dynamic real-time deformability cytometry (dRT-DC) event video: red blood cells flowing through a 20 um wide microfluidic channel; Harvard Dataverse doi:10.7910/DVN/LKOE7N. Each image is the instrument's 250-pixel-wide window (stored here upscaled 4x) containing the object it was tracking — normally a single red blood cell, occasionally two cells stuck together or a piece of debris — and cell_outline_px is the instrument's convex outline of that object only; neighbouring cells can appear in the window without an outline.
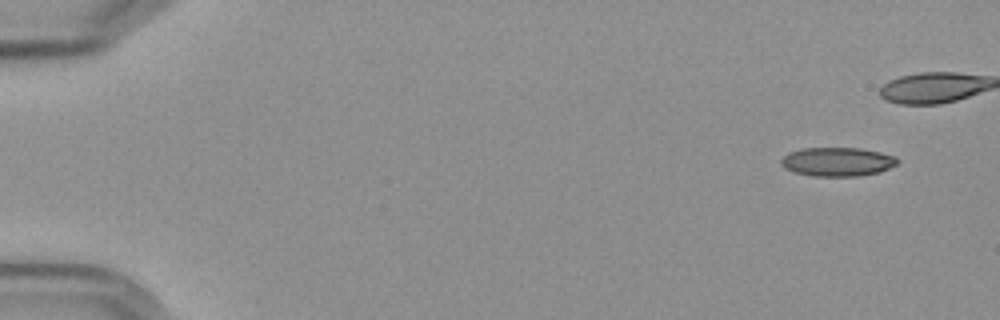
{"species": "Egyptian fruit bat (a non-hibernating species)", "species_latin": "Rousettus aegyptiacus", "temperature_condition": "cold", "stored_images_in_passage": 44, "camera_frame_rate_fps": 3000, "um_per_image_px": 0.085, "frame": {"image": 1, "passage_image": 1, "time_ms": 0.0, "image_size_px": [1000, 320], "cell_outline_px": [[900, 160], [896, 164], [880, 172], [856, 176], [812, 176], [796, 172], [784, 168], [780, 164], [780, 160], [788, 152], [800, 148], [860, 148], [880, 152], [896, 156]], "centroid_in_image_um": [71.17, 13.74], "position_along_channel_um": 13.8, "area_um2": 19.65}}
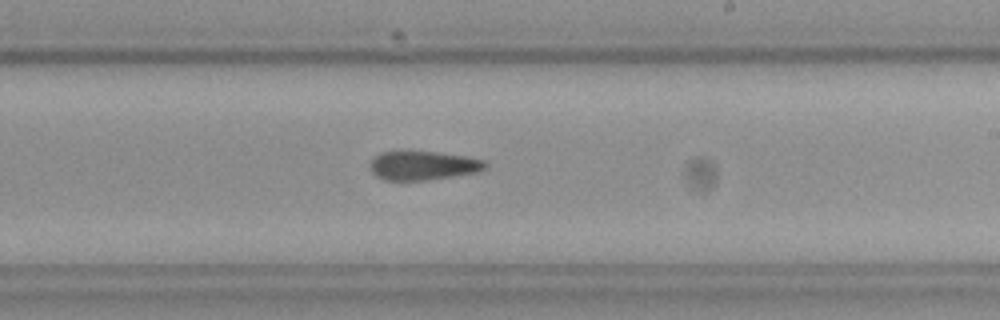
{"frame": {"image": 2, "passage_image": 32, "time_ms": 10.333, "image_size_px": [1000, 320], "cell_outline_px": [[488, 164], [484, 168], [476, 172], [452, 176], [424, 180], [384, 180], [376, 176], [372, 172], [372, 160], [380, 152], [436, 152], [464, 156], [484, 160]], "centroid_in_image_um": [35.97, 14.07], "position_along_channel_um": 253.0, "area_um2": 18.96}}